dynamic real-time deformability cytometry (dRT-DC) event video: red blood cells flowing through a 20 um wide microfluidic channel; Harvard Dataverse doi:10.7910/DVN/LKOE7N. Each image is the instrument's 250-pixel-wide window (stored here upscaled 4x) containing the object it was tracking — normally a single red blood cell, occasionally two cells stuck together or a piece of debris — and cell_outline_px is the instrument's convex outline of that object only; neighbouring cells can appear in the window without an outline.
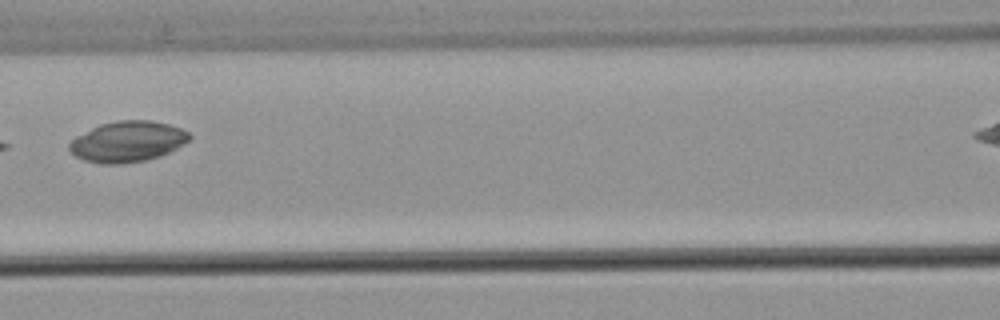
{"species": "common noctule bat (a hibernating species)", "species_latin": "Nyctalus noctula", "temperature_condition": "warm", "stored_images_in_passage": 5, "camera_frame_rate_fps": 3000, "um_per_image_px": 0.085, "animal": {"sex": "male", "body_mass_g": 21.5, "forearm_length_mm": 52.0}, "frame": {"image": 1, "passage_image": 4, "time_ms": 1.0, "image_size_px": [1000, 320], "cell_outline_px": [[192, 140], [160, 156], [144, 160], [124, 164], [100, 164], [84, 160], [76, 156], [68, 148], [68, 144], [76, 136], [100, 124], [116, 120], [148, 120], [168, 124], [180, 128], [188, 132], [192, 136]], "centroid_in_image_um": [10.85, 12.03], "position_along_channel_um": 155.8, "area_um2": 28.55}}